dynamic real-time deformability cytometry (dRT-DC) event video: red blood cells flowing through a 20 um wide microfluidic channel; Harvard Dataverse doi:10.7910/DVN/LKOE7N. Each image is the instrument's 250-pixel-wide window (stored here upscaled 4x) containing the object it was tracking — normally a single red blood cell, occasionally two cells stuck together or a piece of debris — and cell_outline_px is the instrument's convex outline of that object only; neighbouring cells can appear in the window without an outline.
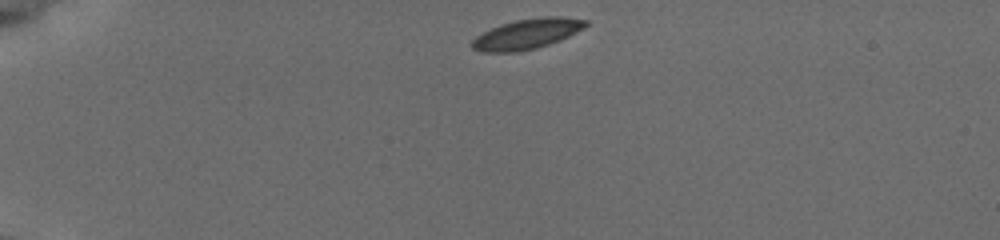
{"species": "common noctule bat (a hibernating species)", "species_latin": "Nyctalus noctula", "temperature_condition": "cold", "stored_images_in_passage": 4, "camera_frame_rate_fps": 3000, "um_per_image_px": 0.085, "animal": {"sex": "female", "body_mass_g": 19.5, "forearm_length_mm": 54.1}, "frame": {"image": 1, "passage_image": 1, "time_ms": 0.0, "image_size_px": [1000, 240], "cell_outline_px": [[588, 24], [584, 28], [560, 40], [536, 48], [516, 52], [480, 52], [472, 48], [472, 40], [476, 36], [500, 24], [516, 20], [544, 16], [564, 16], [588, 20]], "centroid_in_image_um": [44.81, 2.87], "position_along_channel_um": 40.2, "area_um2": 20.0}}
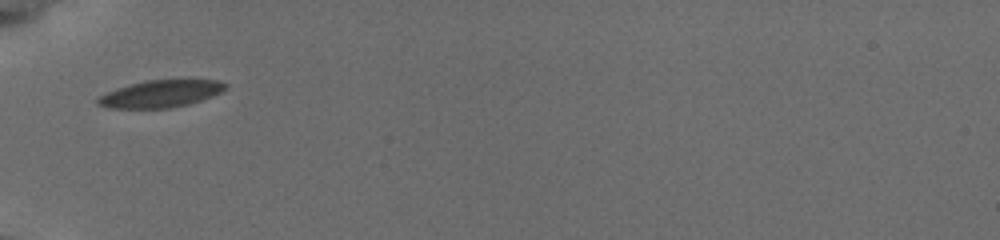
{"frame": {"image": 2, "passage_image": 3, "time_ms": 2.333, "image_size_px": [1000, 240], "cell_outline_px": [[228, 88], [212, 96], [188, 104], [168, 108], [108, 108], [96, 104], [96, 100], [100, 96], [116, 88], [148, 80], [220, 80], [228, 84]], "centroid_in_image_um": [13.67, 7.97], "position_along_channel_um": 71.3, "area_um2": 20.06}}
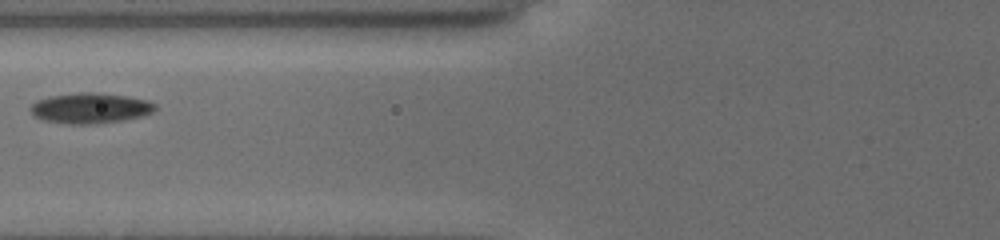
{"frame": {"image": 3, "passage_image": 4, "time_ms": 3.667, "image_size_px": [1000, 240], "cell_outline_px": [[156, 108], [152, 112], [140, 116], [120, 120], [96, 124], [64, 124], [44, 120], [32, 116], [28, 108], [36, 100], [48, 96], [80, 92], [96, 92], [128, 96], [148, 100], [156, 104]], "centroid_in_image_um": [7.61, 9.18], "position_along_channel_um": 118.2, "area_um2": 22.37}}